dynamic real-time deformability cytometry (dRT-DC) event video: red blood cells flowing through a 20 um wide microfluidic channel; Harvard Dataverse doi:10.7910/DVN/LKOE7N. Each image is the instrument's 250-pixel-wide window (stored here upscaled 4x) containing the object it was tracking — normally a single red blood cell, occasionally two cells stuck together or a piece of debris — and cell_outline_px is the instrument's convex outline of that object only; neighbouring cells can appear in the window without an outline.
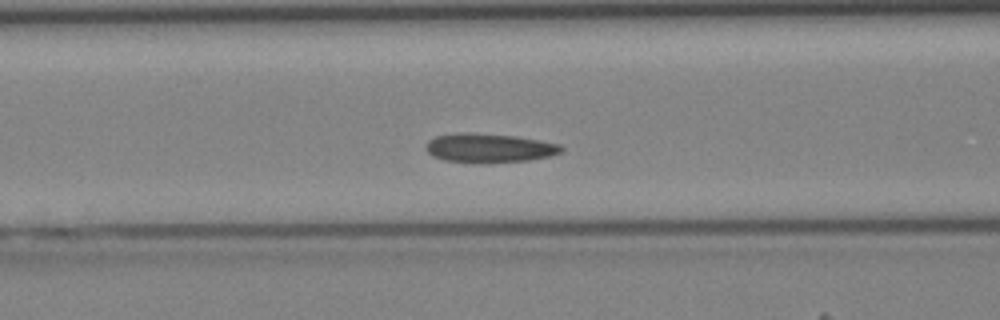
{"species": "Egyptian fruit bat (a non-hibernating species)", "species_latin": "Rousettus aegyptiacus", "temperature_condition": "cold", "stored_images_in_passage": 43, "camera_frame_rate_fps": 3000, "um_per_image_px": 0.085, "animal": {"sex": "female"}, "frame": {"image": 1, "passage_image": 17, "time_ms": 5.333, "image_size_px": [1000, 320], "cell_outline_px": [[564, 148], [560, 152], [548, 156], [528, 160], [484, 164], [444, 160], [432, 156], [424, 148], [428, 140], [436, 136], [460, 132], [468, 132], [516, 136], [540, 140], [560, 144]], "centroid_in_image_um": [41.54, 12.58], "position_along_channel_um": 125.1, "area_um2": 23.18}}
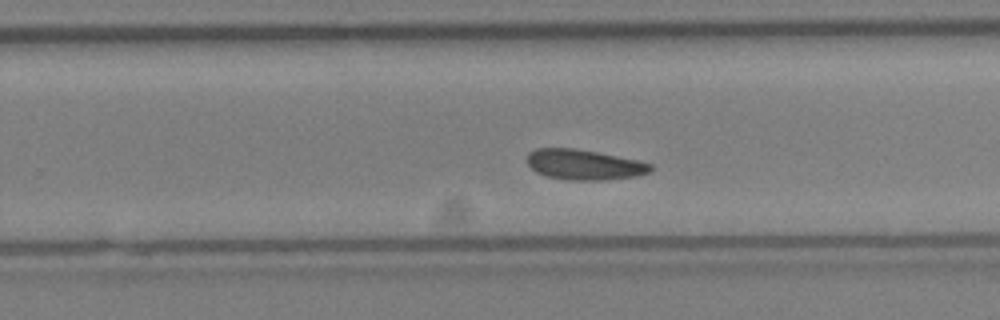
{"frame": {"image": 2, "passage_image": 27, "time_ms": 8.667, "image_size_px": [1000, 320], "cell_outline_px": [[652, 172], [636, 176], [604, 180], [568, 180], [544, 176], [536, 172], [528, 164], [528, 152], [536, 148], [576, 148], [636, 160], [652, 164]], "centroid_in_image_um": [49.64, 14.0], "position_along_channel_um": 280.2, "area_um2": 21.79}}
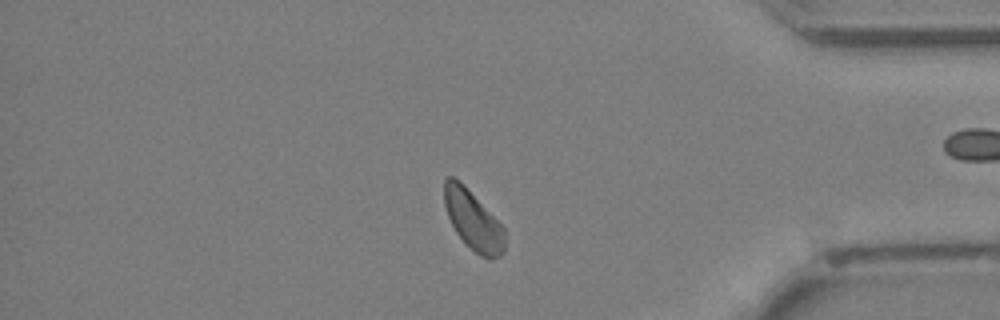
{"frame": {"image": 3, "passage_image": 36, "time_ms": 11.667, "image_size_px": [1000, 320], "cell_outline_px": [[504, 252], [500, 256], [492, 260], [488, 260], [480, 256], [456, 232], [448, 216], [444, 204], [444, 180], [448, 176], [452, 176], [460, 180], [464, 184], [504, 228]], "centroid_in_image_um": [40.21, 18.71], "position_along_channel_um": 395.0, "area_um2": 20.69}}